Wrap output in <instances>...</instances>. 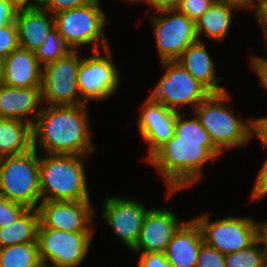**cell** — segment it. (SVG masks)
<instances>
[{"label":"cell","mask_w":267,"mask_h":267,"mask_svg":"<svg viewBox=\"0 0 267 267\" xmlns=\"http://www.w3.org/2000/svg\"><path fill=\"white\" fill-rule=\"evenodd\" d=\"M184 115L177 112L173 137L147 160L164 179L169 195L194 185L204 164L222 155L196 115Z\"/></svg>","instance_id":"cell-1"},{"label":"cell","mask_w":267,"mask_h":267,"mask_svg":"<svg viewBox=\"0 0 267 267\" xmlns=\"http://www.w3.org/2000/svg\"><path fill=\"white\" fill-rule=\"evenodd\" d=\"M86 104L44 105L32 126L33 148L44 154L90 156L95 152Z\"/></svg>","instance_id":"cell-2"},{"label":"cell","mask_w":267,"mask_h":267,"mask_svg":"<svg viewBox=\"0 0 267 267\" xmlns=\"http://www.w3.org/2000/svg\"><path fill=\"white\" fill-rule=\"evenodd\" d=\"M88 157L59 154L40 157L42 201H90L83 161Z\"/></svg>","instance_id":"cell-3"},{"label":"cell","mask_w":267,"mask_h":267,"mask_svg":"<svg viewBox=\"0 0 267 267\" xmlns=\"http://www.w3.org/2000/svg\"><path fill=\"white\" fill-rule=\"evenodd\" d=\"M228 100L227 91L211 93L192 110L222 154L225 149L242 147L253 138V118L239 120L226 108Z\"/></svg>","instance_id":"cell-4"},{"label":"cell","mask_w":267,"mask_h":267,"mask_svg":"<svg viewBox=\"0 0 267 267\" xmlns=\"http://www.w3.org/2000/svg\"><path fill=\"white\" fill-rule=\"evenodd\" d=\"M37 151L3 157L0 166V195L28 209H37L42 201Z\"/></svg>","instance_id":"cell-5"},{"label":"cell","mask_w":267,"mask_h":267,"mask_svg":"<svg viewBox=\"0 0 267 267\" xmlns=\"http://www.w3.org/2000/svg\"><path fill=\"white\" fill-rule=\"evenodd\" d=\"M100 0L54 15L55 27L71 50L92 45L91 50L111 48L106 39L107 16L101 9ZM99 43V44H98Z\"/></svg>","instance_id":"cell-6"},{"label":"cell","mask_w":267,"mask_h":267,"mask_svg":"<svg viewBox=\"0 0 267 267\" xmlns=\"http://www.w3.org/2000/svg\"><path fill=\"white\" fill-rule=\"evenodd\" d=\"M165 73L154 86L150 97L165 107L181 112L178 108L190 105L194 110L211 92L196 80L179 61L160 62Z\"/></svg>","instance_id":"cell-7"},{"label":"cell","mask_w":267,"mask_h":267,"mask_svg":"<svg viewBox=\"0 0 267 267\" xmlns=\"http://www.w3.org/2000/svg\"><path fill=\"white\" fill-rule=\"evenodd\" d=\"M204 243L226 255L251 246L258 239V221L251 217L227 216L211 221L207 213L194 218Z\"/></svg>","instance_id":"cell-8"},{"label":"cell","mask_w":267,"mask_h":267,"mask_svg":"<svg viewBox=\"0 0 267 267\" xmlns=\"http://www.w3.org/2000/svg\"><path fill=\"white\" fill-rule=\"evenodd\" d=\"M92 241L93 232L38 228L37 233L39 257L42 264L49 267H79Z\"/></svg>","instance_id":"cell-9"},{"label":"cell","mask_w":267,"mask_h":267,"mask_svg":"<svg viewBox=\"0 0 267 267\" xmlns=\"http://www.w3.org/2000/svg\"><path fill=\"white\" fill-rule=\"evenodd\" d=\"M82 56L72 50L66 56L43 66L41 92L45 105L86 104L77 84Z\"/></svg>","instance_id":"cell-10"},{"label":"cell","mask_w":267,"mask_h":267,"mask_svg":"<svg viewBox=\"0 0 267 267\" xmlns=\"http://www.w3.org/2000/svg\"><path fill=\"white\" fill-rule=\"evenodd\" d=\"M151 15L157 51L161 62L178 60L182 53L197 42L196 24L177 9L156 11Z\"/></svg>","instance_id":"cell-11"},{"label":"cell","mask_w":267,"mask_h":267,"mask_svg":"<svg viewBox=\"0 0 267 267\" xmlns=\"http://www.w3.org/2000/svg\"><path fill=\"white\" fill-rule=\"evenodd\" d=\"M106 54L94 51L87 58L82 55L77 84L80 98L87 104L91 101L108 99L119 89L121 77L112 59L110 48L104 49Z\"/></svg>","instance_id":"cell-12"},{"label":"cell","mask_w":267,"mask_h":267,"mask_svg":"<svg viewBox=\"0 0 267 267\" xmlns=\"http://www.w3.org/2000/svg\"><path fill=\"white\" fill-rule=\"evenodd\" d=\"M102 207V216L107 227L132 250L149 209L138 200L119 196H106Z\"/></svg>","instance_id":"cell-13"},{"label":"cell","mask_w":267,"mask_h":267,"mask_svg":"<svg viewBox=\"0 0 267 267\" xmlns=\"http://www.w3.org/2000/svg\"><path fill=\"white\" fill-rule=\"evenodd\" d=\"M91 204V201H41L37 208L39 228L93 232L95 211Z\"/></svg>","instance_id":"cell-14"},{"label":"cell","mask_w":267,"mask_h":267,"mask_svg":"<svg viewBox=\"0 0 267 267\" xmlns=\"http://www.w3.org/2000/svg\"><path fill=\"white\" fill-rule=\"evenodd\" d=\"M137 120L142 139L149 144L147 160L174 135L177 112L147 97Z\"/></svg>","instance_id":"cell-15"},{"label":"cell","mask_w":267,"mask_h":267,"mask_svg":"<svg viewBox=\"0 0 267 267\" xmlns=\"http://www.w3.org/2000/svg\"><path fill=\"white\" fill-rule=\"evenodd\" d=\"M184 223L170 209L148 210L135 247V254L148 252L165 253L174 233Z\"/></svg>","instance_id":"cell-16"},{"label":"cell","mask_w":267,"mask_h":267,"mask_svg":"<svg viewBox=\"0 0 267 267\" xmlns=\"http://www.w3.org/2000/svg\"><path fill=\"white\" fill-rule=\"evenodd\" d=\"M45 104L41 87L18 88L0 85V118L25 121L33 126ZM41 107V108H40Z\"/></svg>","instance_id":"cell-17"},{"label":"cell","mask_w":267,"mask_h":267,"mask_svg":"<svg viewBox=\"0 0 267 267\" xmlns=\"http://www.w3.org/2000/svg\"><path fill=\"white\" fill-rule=\"evenodd\" d=\"M204 244L202 230L193 218L184 222L168 243L165 255L173 267H196Z\"/></svg>","instance_id":"cell-18"},{"label":"cell","mask_w":267,"mask_h":267,"mask_svg":"<svg viewBox=\"0 0 267 267\" xmlns=\"http://www.w3.org/2000/svg\"><path fill=\"white\" fill-rule=\"evenodd\" d=\"M19 46L35 51L46 41L55 28V18L42 7L19 8L16 14Z\"/></svg>","instance_id":"cell-19"},{"label":"cell","mask_w":267,"mask_h":267,"mask_svg":"<svg viewBox=\"0 0 267 267\" xmlns=\"http://www.w3.org/2000/svg\"><path fill=\"white\" fill-rule=\"evenodd\" d=\"M4 59L3 84L18 88L41 87L43 66L33 51L19 46Z\"/></svg>","instance_id":"cell-20"},{"label":"cell","mask_w":267,"mask_h":267,"mask_svg":"<svg viewBox=\"0 0 267 267\" xmlns=\"http://www.w3.org/2000/svg\"><path fill=\"white\" fill-rule=\"evenodd\" d=\"M177 61L211 93L227 91L219 85L221 77L216 76L215 61L212 60L202 41L198 40L191 44Z\"/></svg>","instance_id":"cell-21"},{"label":"cell","mask_w":267,"mask_h":267,"mask_svg":"<svg viewBox=\"0 0 267 267\" xmlns=\"http://www.w3.org/2000/svg\"><path fill=\"white\" fill-rule=\"evenodd\" d=\"M33 148L32 125L15 119L0 118V155L22 154Z\"/></svg>","instance_id":"cell-22"},{"label":"cell","mask_w":267,"mask_h":267,"mask_svg":"<svg viewBox=\"0 0 267 267\" xmlns=\"http://www.w3.org/2000/svg\"><path fill=\"white\" fill-rule=\"evenodd\" d=\"M234 10L232 7L215 1L195 22L198 39L202 41V34H205L208 38L221 43L231 29L232 19L235 18Z\"/></svg>","instance_id":"cell-23"},{"label":"cell","mask_w":267,"mask_h":267,"mask_svg":"<svg viewBox=\"0 0 267 267\" xmlns=\"http://www.w3.org/2000/svg\"><path fill=\"white\" fill-rule=\"evenodd\" d=\"M39 225L38 210L28 209L13 224L0 228V248L22 243H37Z\"/></svg>","instance_id":"cell-24"},{"label":"cell","mask_w":267,"mask_h":267,"mask_svg":"<svg viewBox=\"0 0 267 267\" xmlns=\"http://www.w3.org/2000/svg\"><path fill=\"white\" fill-rule=\"evenodd\" d=\"M37 243H22L0 248V267H41Z\"/></svg>","instance_id":"cell-25"},{"label":"cell","mask_w":267,"mask_h":267,"mask_svg":"<svg viewBox=\"0 0 267 267\" xmlns=\"http://www.w3.org/2000/svg\"><path fill=\"white\" fill-rule=\"evenodd\" d=\"M258 238L251 246L225 255L226 267H267V252Z\"/></svg>","instance_id":"cell-26"},{"label":"cell","mask_w":267,"mask_h":267,"mask_svg":"<svg viewBox=\"0 0 267 267\" xmlns=\"http://www.w3.org/2000/svg\"><path fill=\"white\" fill-rule=\"evenodd\" d=\"M71 48L65 43L58 29L55 27L51 30L46 38V41L34 51L37 61L45 66L48 63L54 62L66 56Z\"/></svg>","instance_id":"cell-27"},{"label":"cell","mask_w":267,"mask_h":267,"mask_svg":"<svg viewBox=\"0 0 267 267\" xmlns=\"http://www.w3.org/2000/svg\"><path fill=\"white\" fill-rule=\"evenodd\" d=\"M27 207L0 195V228H5L17 221L26 211Z\"/></svg>","instance_id":"cell-28"},{"label":"cell","mask_w":267,"mask_h":267,"mask_svg":"<svg viewBox=\"0 0 267 267\" xmlns=\"http://www.w3.org/2000/svg\"><path fill=\"white\" fill-rule=\"evenodd\" d=\"M19 47L18 27L16 21L0 28V57H7Z\"/></svg>","instance_id":"cell-29"},{"label":"cell","mask_w":267,"mask_h":267,"mask_svg":"<svg viewBox=\"0 0 267 267\" xmlns=\"http://www.w3.org/2000/svg\"><path fill=\"white\" fill-rule=\"evenodd\" d=\"M215 1L216 0H180V4L176 9L196 22Z\"/></svg>","instance_id":"cell-30"},{"label":"cell","mask_w":267,"mask_h":267,"mask_svg":"<svg viewBox=\"0 0 267 267\" xmlns=\"http://www.w3.org/2000/svg\"><path fill=\"white\" fill-rule=\"evenodd\" d=\"M196 267H226L225 255L204 243Z\"/></svg>","instance_id":"cell-31"},{"label":"cell","mask_w":267,"mask_h":267,"mask_svg":"<svg viewBox=\"0 0 267 267\" xmlns=\"http://www.w3.org/2000/svg\"><path fill=\"white\" fill-rule=\"evenodd\" d=\"M98 0H50L43 8L52 15L84 6Z\"/></svg>","instance_id":"cell-32"},{"label":"cell","mask_w":267,"mask_h":267,"mask_svg":"<svg viewBox=\"0 0 267 267\" xmlns=\"http://www.w3.org/2000/svg\"><path fill=\"white\" fill-rule=\"evenodd\" d=\"M267 195V157L255 178L251 201H259Z\"/></svg>","instance_id":"cell-33"},{"label":"cell","mask_w":267,"mask_h":267,"mask_svg":"<svg viewBox=\"0 0 267 267\" xmlns=\"http://www.w3.org/2000/svg\"><path fill=\"white\" fill-rule=\"evenodd\" d=\"M137 267H173L162 252L139 253Z\"/></svg>","instance_id":"cell-34"},{"label":"cell","mask_w":267,"mask_h":267,"mask_svg":"<svg viewBox=\"0 0 267 267\" xmlns=\"http://www.w3.org/2000/svg\"><path fill=\"white\" fill-rule=\"evenodd\" d=\"M226 6L238 9H253L255 18L258 21L262 16L263 0H216Z\"/></svg>","instance_id":"cell-35"},{"label":"cell","mask_w":267,"mask_h":267,"mask_svg":"<svg viewBox=\"0 0 267 267\" xmlns=\"http://www.w3.org/2000/svg\"><path fill=\"white\" fill-rule=\"evenodd\" d=\"M18 9L11 0H0V28L15 21Z\"/></svg>","instance_id":"cell-36"},{"label":"cell","mask_w":267,"mask_h":267,"mask_svg":"<svg viewBox=\"0 0 267 267\" xmlns=\"http://www.w3.org/2000/svg\"><path fill=\"white\" fill-rule=\"evenodd\" d=\"M251 67L257 73L261 87L267 90V58L263 56H252L250 58Z\"/></svg>","instance_id":"cell-37"},{"label":"cell","mask_w":267,"mask_h":267,"mask_svg":"<svg viewBox=\"0 0 267 267\" xmlns=\"http://www.w3.org/2000/svg\"><path fill=\"white\" fill-rule=\"evenodd\" d=\"M261 141L263 147L267 149V116L253 118V137Z\"/></svg>","instance_id":"cell-38"},{"label":"cell","mask_w":267,"mask_h":267,"mask_svg":"<svg viewBox=\"0 0 267 267\" xmlns=\"http://www.w3.org/2000/svg\"><path fill=\"white\" fill-rule=\"evenodd\" d=\"M148 3V6L154 9L155 11L164 10V9H176L180 0H144Z\"/></svg>","instance_id":"cell-39"},{"label":"cell","mask_w":267,"mask_h":267,"mask_svg":"<svg viewBox=\"0 0 267 267\" xmlns=\"http://www.w3.org/2000/svg\"><path fill=\"white\" fill-rule=\"evenodd\" d=\"M258 22L260 23L259 26H261V30L263 32V38H264V42H265V48L267 47V4H263V9H262V16L261 18L258 20Z\"/></svg>","instance_id":"cell-40"},{"label":"cell","mask_w":267,"mask_h":267,"mask_svg":"<svg viewBox=\"0 0 267 267\" xmlns=\"http://www.w3.org/2000/svg\"><path fill=\"white\" fill-rule=\"evenodd\" d=\"M258 238L267 252V221L258 222Z\"/></svg>","instance_id":"cell-41"},{"label":"cell","mask_w":267,"mask_h":267,"mask_svg":"<svg viewBox=\"0 0 267 267\" xmlns=\"http://www.w3.org/2000/svg\"><path fill=\"white\" fill-rule=\"evenodd\" d=\"M19 8L34 7V0H11Z\"/></svg>","instance_id":"cell-42"},{"label":"cell","mask_w":267,"mask_h":267,"mask_svg":"<svg viewBox=\"0 0 267 267\" xmlns=\"http://www.w3.org/2000/svg\"><path fill=\"white\" fill-rule=\"evenodd\" d=\"M5 59L0 57V85L3 84Z\"/></svg>","instance_id":"cell-43"},{"label":"cell","mask_w":267,"mask_h":267,"mask_svg":"<svg viewBox=\"0 0 267 267\" xmlns=\"http://www.w3.org/2000/svg\"><path fill=\"white\" fill-rule=\"evenodd\" d=\"M50 0H34V7H44Z\"/></svg>","instance_id":"cell-44"},{"label":"cell","mask_w":267,"mask_h":267,"mask_svg":"<svg viewBox=\"0 0 267 267\" xmlns=\"http://www.w3.org/2000/svg\"><path fill=\"white\" fill-rule=\"evenodd\" d=\"M124 1H128V2H130V3H138L139 4V2H144V0H124Z\"/></svg>","instance_id":"cell-45"},{"label":"cell","mask_w":267,"mask_h":267,"mask_svg":"<svg viewBox=\"0 0 267 267\" xmlns=\"http://www.w3.org/2000/svg\"><path fill=\"white\" fill-rule=\"evenodd\" d=\"M2 159H3V157L0 155V166H1Z\"/></svg>","instance_id":"cell-46"},{"label":"cell","mask_w":267,"mask_h":267,"mask_svg":"<svg viewBox=\"0 0 267 267\" xmlns=\"http://www.w3.org/2000/svg\"><path fill=\"white\" fill-rule=\"evenodd\" d=\"M263 4H267V0H263Z\"/></svg>","instance_id":"cell-47"}]
</instances>
